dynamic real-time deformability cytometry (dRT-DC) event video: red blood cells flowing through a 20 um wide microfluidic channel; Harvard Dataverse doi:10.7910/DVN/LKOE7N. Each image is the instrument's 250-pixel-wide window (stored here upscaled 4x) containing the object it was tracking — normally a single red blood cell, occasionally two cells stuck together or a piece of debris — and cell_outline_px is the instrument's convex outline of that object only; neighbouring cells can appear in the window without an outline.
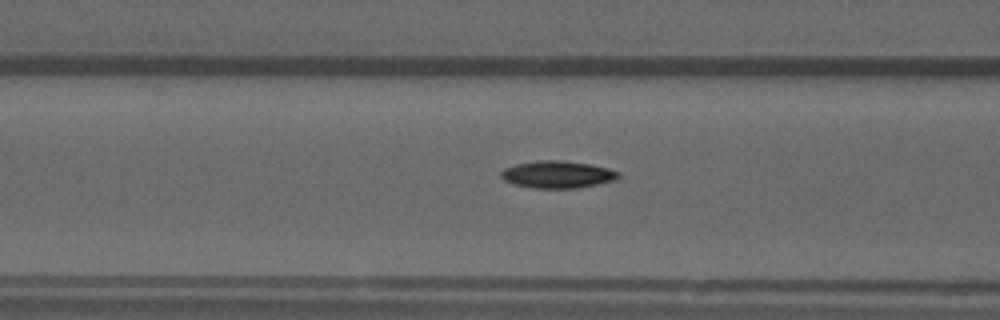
{"species": "common noctule bat (a hibernating species)", "species_latin": "Nyctalus noctula", "temperature_condition": "warm", "stored_images_in_passage": 53, "camera_frame_rate_fps": 3000, "um_per_image_px": 0.085, "animal": {"sex": "male", "forearm_length_mm": 52.5}, "frame": {"image": 1, "passage_image": 21, "time_ms": 6.667, "image_size_px": [1000, 320], "cell_outline_px": [[620, 176], [612, 180], [596, 184], [576, 188], [532, 188], [512, 184], [504, 180], [500, 176], [500, 172], [504, 168], [516, 164], [540, 160], [564, 160], [592, 164], [608, 168], [620, 172]], "centroid_in_image_um": [47.35, 14.82], "position_along_channel_um": 119.2, "area_um2": 18.67}}
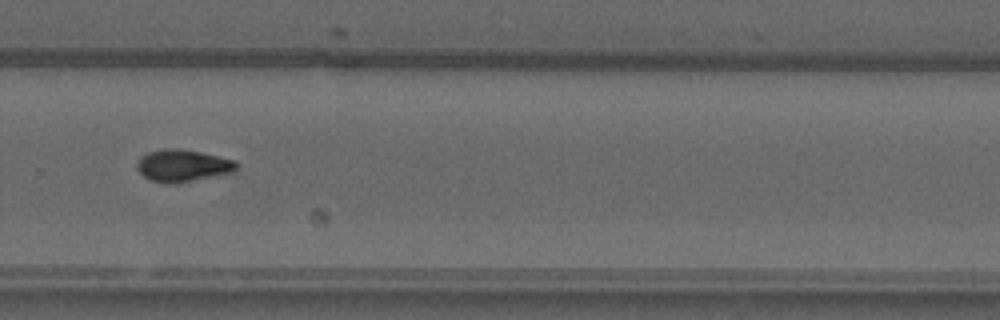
{"frame": {"image": 2, "passage_image": 36, "time_ms": 11.667, "image_size_px": [1000, 320], "cell_outline_px": [[236, 172], [176, 184], [164, 184], [148, 180], [136, 168], [136, 164], [140, 156], [148, 152], [164, 148], [180, 148], [200, 152], [236, 160]], "centroid_in_image_um": [15.51, 14.09], "position_along_channel_um": 314.3, "area_um2": 19.02}}
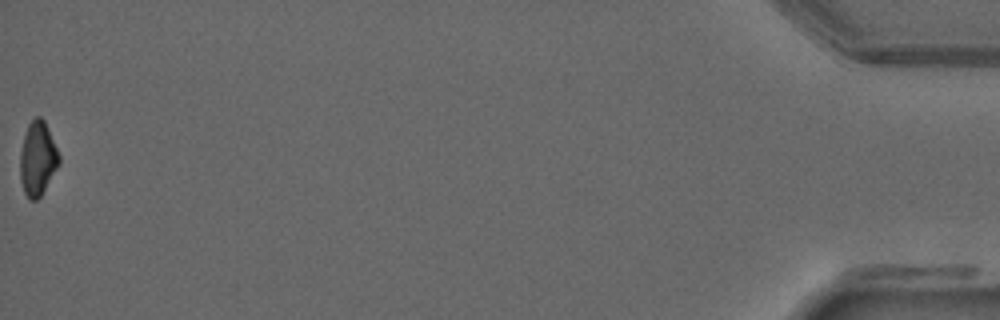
{"frame": {"image": 3, "passage_image": 53, "time_ms": 17.333, "image_size_px": [1000, 320], "cell_outline_px": [[60, 164], [40, 196], [36, 200], [28, 200], [24, 192], [20, 180], [20, 152], [24, 136], [28, 124], [36, 116], [40, 116], [44, 120], [60, 156]], "centroid_in_image_um": [3.19, 13.5], "position_along_channel_um": 432.0, "area_um2": 16.76}, "authors_computed_cell_mechanics": {"area_um2": 17.5134, "velocity_mm_per_s": 3.9077, "shape_relaxation_time_tau1_ms": 4.5968, "shape_relaxation_time_tau2_ms": null, "deformation_change_tau1": 0.1636, "deformation_change_tau2": null}}